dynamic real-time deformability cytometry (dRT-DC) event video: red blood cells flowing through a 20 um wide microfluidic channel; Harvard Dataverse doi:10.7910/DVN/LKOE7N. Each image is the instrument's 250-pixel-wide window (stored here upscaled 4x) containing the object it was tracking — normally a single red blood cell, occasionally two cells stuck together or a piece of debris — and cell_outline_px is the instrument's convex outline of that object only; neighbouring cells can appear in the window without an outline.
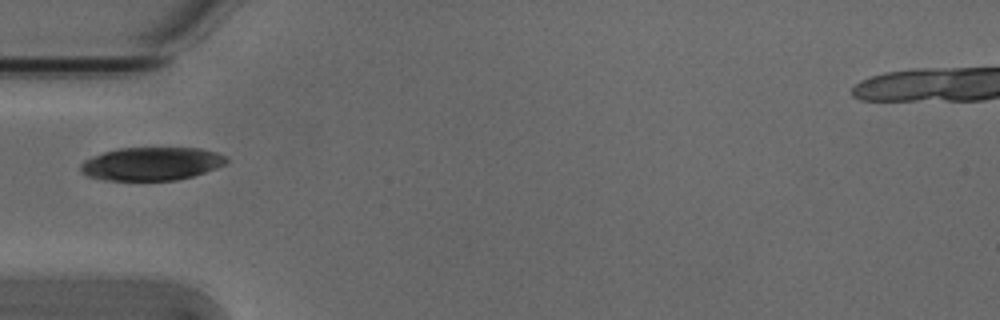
{"species": "Egyptian fruit bat (a non-hibernating species)", "species_latin": "Rousettus aegyptiacus", "temperature_condition": "cold", "stored_images_in_passage": 1, "camera_frame_rate_fps": 3000, "um_per_image_px": 0.085, "animal": {"sex": "male"}, "frame": {"image": 1, "passage_image": 1, "time_ms": 0.0, "image_size_px": [1000, 320], "cell_outline_px": [[228, 160], [224, 164], [216, 168], [192, 176], [176, 180], [104, 180], [88, 176], [80, 172], [80, 164], [84, 160], [92, 156], [104, 152], [120, 148], [200, 148], [216, 152], [228, 156]], "centroid_in_image_um": [12.87, 13.92], "position_along_channel_um": 72.1, "area_um2": 28.21}}